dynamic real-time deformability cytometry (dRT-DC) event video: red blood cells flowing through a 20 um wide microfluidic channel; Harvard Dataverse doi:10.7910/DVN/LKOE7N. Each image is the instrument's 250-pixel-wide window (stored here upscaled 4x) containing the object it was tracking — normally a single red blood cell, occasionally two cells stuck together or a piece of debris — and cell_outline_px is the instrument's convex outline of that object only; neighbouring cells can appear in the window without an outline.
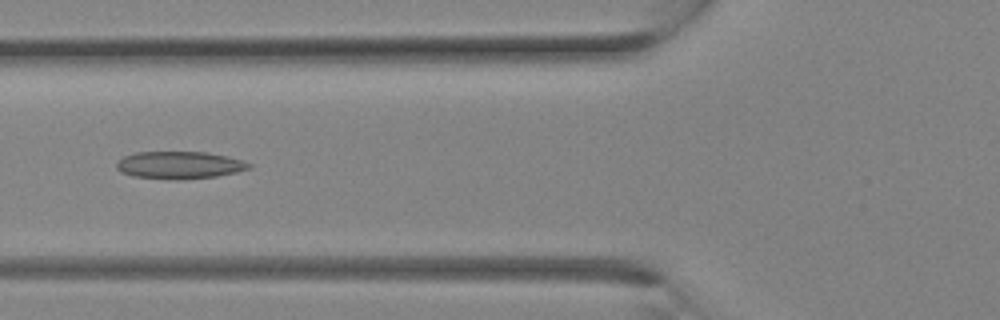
{"species": "Egyptian fruit bat (a non-hibernating species)", "species_latin": "Rousettus aegyptiacus", "temperature_condition": "room temperature", "stored_images_in_passage": 30, "camera_frame_rate_fps": 3000, "um_per_image_px": 0.085, "animal": {"sex": "female"}, "frame": {"image": 1, "passage_image": 12, "time_ms": 3.667, "image_size_px": [1000, 320], "cell_outline_px": [[252, 168], [236, 172], [216, 176], [180, 180], [168, 180], [132, 176], [120, 172], [116, 168], [116, 164], [124, 156], [136, 152], [208, 152], [228, 156], [244, 160], [252, 164]], "centroid_in_image_um": [15.27, 14.04], "position_along_channel_um": 110.5, "area_um2": 21.44}}
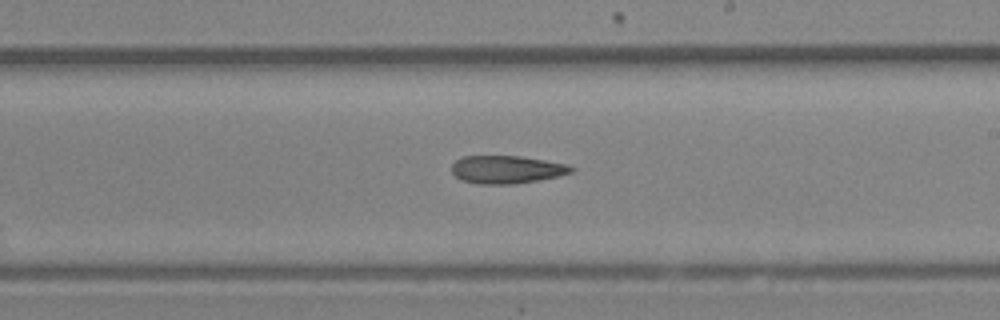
{"frame": {"image": 2, "passage_image": 18, "time_ms": 5.667, "image_size_px": [1000, 320], "cell_outline_px": [[576, 168], [572, 172], [556, 176], [536, 180], [512, 184], [476, 184], [460, 180], [452, 172], [452, 164], [456, 160], [464, 156], [520, 156], [568, 164]], "centroid_in_image_um": [43.04, 14.41], "position_along_channel_um": 246.0, "area_um2": 19.36}}
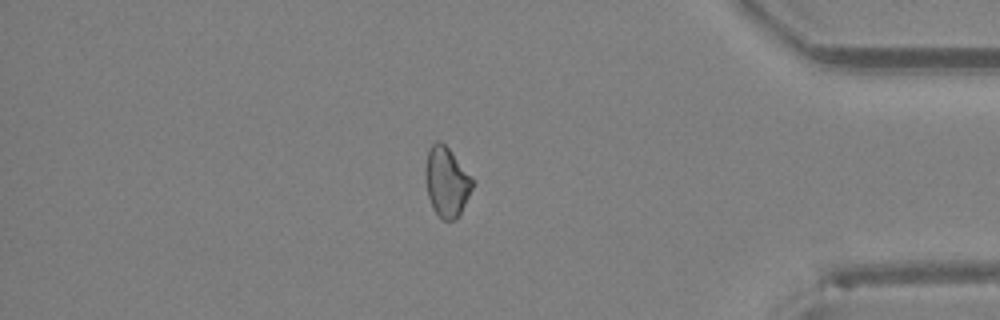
{"frame": {"image": 3, "passage_image": 26, "time_ms": 8.333, "image_size_px": [1000, 320], "cell_outline_px": [[472, 188], [456, 220], [440, 220], [432, 208], [428, 196], [424, 180], [424, 168], [428, 148], [436, 140], [440, 140], [448, 148], [472, 180]], "centroid_in_image_um": [37.88, 15.47], "position_along_channel_um": 397.3, "area_um2": 18.96}}